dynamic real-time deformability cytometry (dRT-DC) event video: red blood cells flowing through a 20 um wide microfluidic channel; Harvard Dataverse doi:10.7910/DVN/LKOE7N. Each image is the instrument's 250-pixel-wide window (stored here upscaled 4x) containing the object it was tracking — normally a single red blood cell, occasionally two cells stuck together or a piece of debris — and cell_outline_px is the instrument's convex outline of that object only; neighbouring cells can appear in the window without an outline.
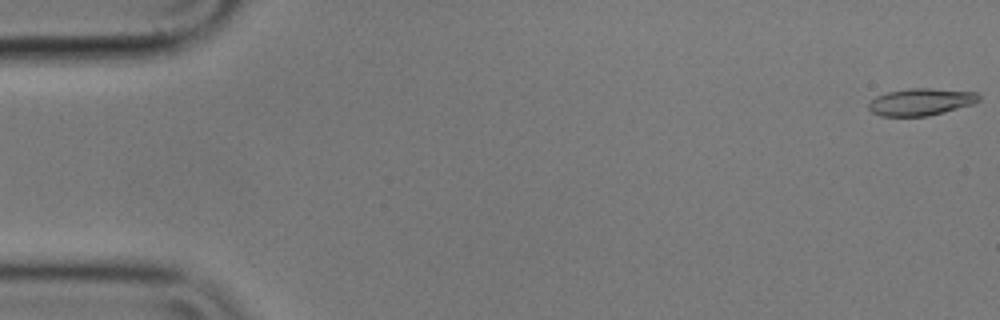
{"species": "common noctule bat (a hibernating species)", "species_latin": "Nyctalus noctula", "temperature_condition": "cold", "stored_images_in_passage": 55, "camera_frame_rate_fps": 3000, "um_per_image_px": 0.085, "animal": {"sex": "male", "body_mass_g": 17.9}, "frame": {"image": 1, "passage_image": 1, "time_ms": 0.0, "image_size_px": [1000, 320], "cell_outline_px": [[980, 100], [972, 104], [944, 112], [928, 116], [880, 116], [872, 112], [868, 108], [868, 104], [876, 96], [888, 92], [908, 88], [932, 88], [976, 92], [980, 96]], "centroid_in_image_um": [78.27, 8.66], "position_along_channel_um": 6.7, "area_um2": 17.4}}
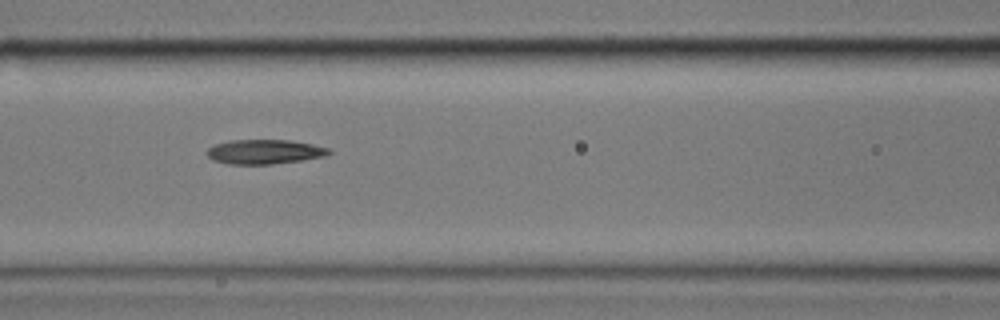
{"frame": {"image": 2, "passage_image": 24, "time_ms": 7.667, "image_size_px": [1000, 320], "cell_outline_px": [[332, 152], [324, 156], [300, 160], [272, 164], [228, 164], [212, 160], [204, 152], [208, 148], [216, 144], [228, 140], [288, 140], [312, 144], [328, 148]], "centroid_in_image_um": [22.42, 12.9], "position_along_channel_um": 144.2, "area_um2": 17.34}}
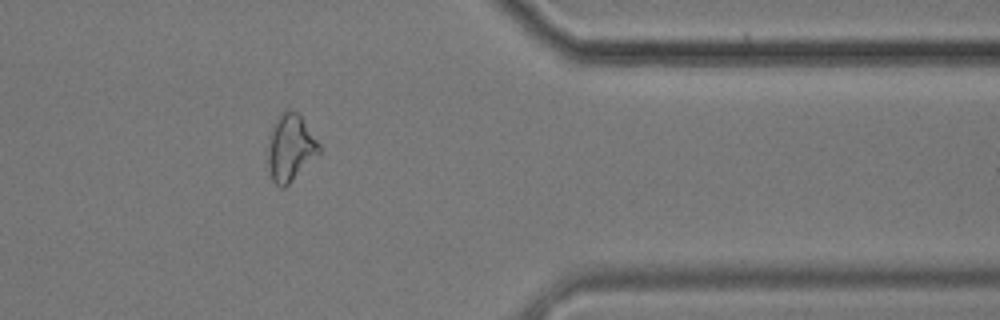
{"frame": {"image": 3, "passage_image": 46, "time_ms": 15.0, "image_size_px": [1000, 320], "cell_outline_px": [[320, 152], [284, 188], [280, 188], [272, 180], [268, 164], [268, 132], [272, 124], [280, 112], [284, 108], [288, 108], [296, 112], [300, 116], [320, 144]], "centroid_in_image_um": [24.64, 12.51], "position_along_channel_um": 386.8, "area_um2": 20.0}}